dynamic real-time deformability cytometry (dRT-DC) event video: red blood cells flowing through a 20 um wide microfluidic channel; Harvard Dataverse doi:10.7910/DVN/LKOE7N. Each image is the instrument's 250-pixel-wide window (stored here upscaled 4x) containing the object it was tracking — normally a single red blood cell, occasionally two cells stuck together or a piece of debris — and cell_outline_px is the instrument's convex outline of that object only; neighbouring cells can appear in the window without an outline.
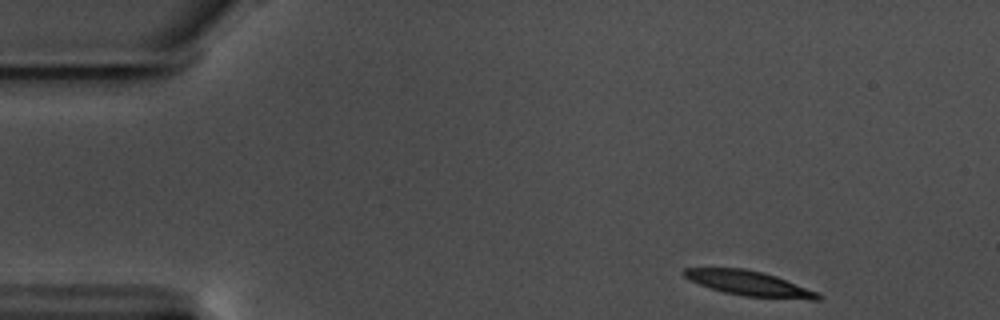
{"species": "common noctule bat (a hibernating species)", "species_latin": "Nyctalus noctula", "temperature_condition": "warm", "stored_images_in_passage": 52, "camera_frame_rate_fps": 3000, "um_per_image_px": 0.085, "animal": {"sex": "male", "body_mass_g": 17.5, "forearm_length_mm": 52.3}, "frame": {"image": 1, "passage_image": 1, "time_ms": 0.0, "image_size_px": [1000, 320], "cell_outline_px": [[824, 296], [820, 300], [812, 300], [744, 296], [724, 292], [700, 284], [684, 276], [680, 272], [684, 268], [744, 268], [764, 272], [776, 276], [816, 292]], "centroid_in_image_um": [63.69, 24.09], "position_along_channel_um": 21.3, "area_um2": 19.25}}
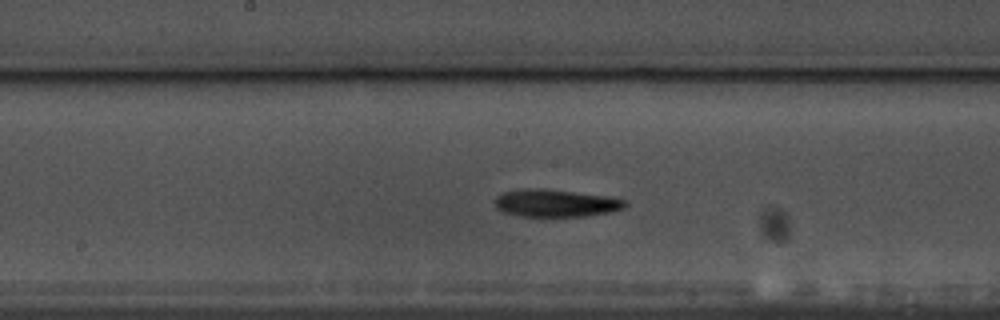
{"frame": {"image": 2, "passage_image": 24, "time_ms": 7.667, "image_size_px": [1000, 320], "cell_outline_px": [[628, 204], [624, 208], [612, 212], [588, 216], [516, 216], [504, 212], [496, 208], [496, 196], [504, 192], [524, 188], [544, 188], [608, 196], [628, 200]], "centroid_in_image_um": [47.28, 17.26], "position_along_channel_um": 200.9, "area_um2": 21.1}}
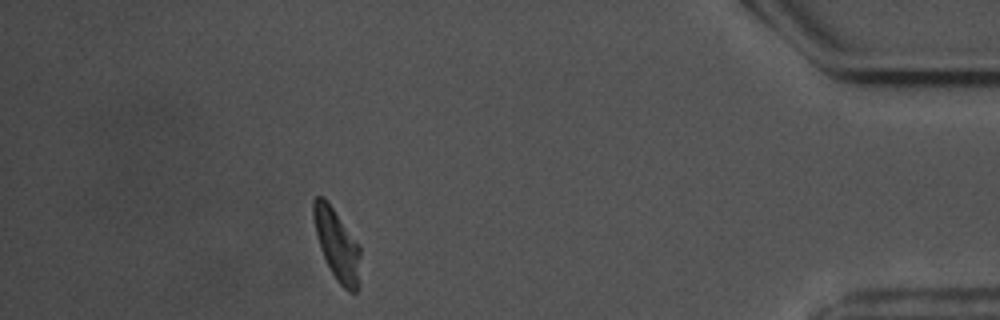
{"frame": {"image": 3, "passage_image": 46, "time_ms": 15.0, "image_size_px": [1000, 320], "cell_outline_px": [[360, 288], [356, 292], [348, 292], [336, 280], [324, 256], [316, 236], [312, 216], [312, 200], [316, 196], [324, 196], [360, 244]], "centroid_in_image_um": [28.66, 20.78], "position_along_channel_um": 406.5, "area_um2": 19.77}, "authors_computed_cell_mechanics": {"area_um2": 20.1433, "velocity_mm_per_s": 3.4989, "shape_relaxation_time_tau1_ms": 4.1556, "shape_relaxation_time_tau2_ms": 5.7464, "deformation_change_tau1": 0.1304, "deformation_change_tau2": 0.1249}}